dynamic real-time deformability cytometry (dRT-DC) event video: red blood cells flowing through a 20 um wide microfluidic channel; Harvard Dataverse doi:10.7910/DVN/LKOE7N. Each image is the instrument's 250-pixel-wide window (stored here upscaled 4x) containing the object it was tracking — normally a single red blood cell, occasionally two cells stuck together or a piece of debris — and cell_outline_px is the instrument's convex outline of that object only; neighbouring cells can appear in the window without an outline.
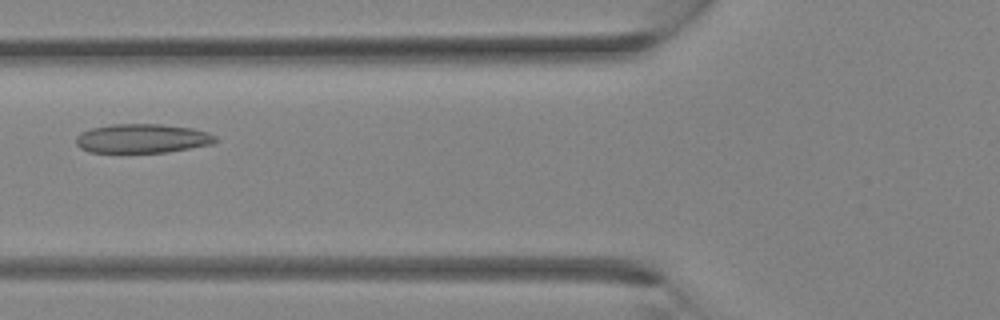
{"species": "Egyptian fruit bat (a non-hibernating species)", "species_latin": "Rousettus aegyptiacus", "temperature_condition": "room temperature", "stored_images_in_passage": 30, "camera_frame_rate_fps": 3000, "um_per_image_px": 0.085, "animal": {"sex": "female"}, "frame": {"image": 1, "passage_image": 10, "time_ms": 3.0, "image_size_px": [1000, 320], "cell_outline_px": [[216, 140], [212, 144], [168, 152], [88, 152], [80, 148], [76, 144], [76, 136], [92, 128], [112, 124], [160, 124], [192, 128], [208, 132], [216, 136]], "centroid_in_image_um": [12.1, 11.77], "position_along_channel_um": 113.7, "area_um2": 23.52}}
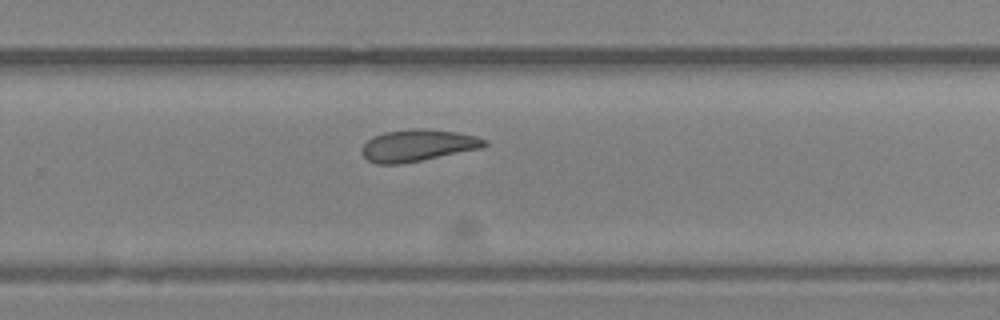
{"frame": {"image": 2, "passage_image": 19, "time_ms": 6.0, "image_size_px": [1000, 320], "cell_outline_px": [[488, 144], [484, 148], [400, 164], [376, 164], [368, 160], [360, 152], [364, 144], [372, 136], [384, 132], [412, 128], [420, 128], [456, 132], [476, 136], [488, 140]], "centroid_in_image_um": [35.52, 12.36], "position_along_channel_um": 294.3, "area_um2": 22.89}}
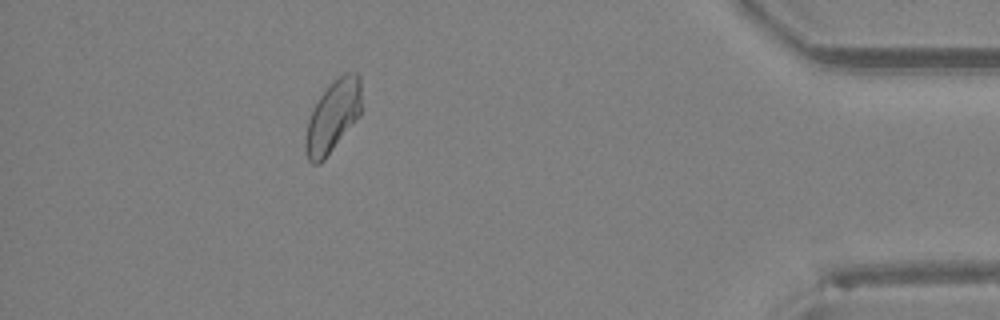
{"frame": {"image": 3, "passage_image": 27, "time_ms": 8.667, "image_size_px": [1000, 320], "cell_outline_px": [[360, 116], [324, 160], [320, 164], [312, 164], [308, 160], [304, 148], [304, 140], [308, 120], [312, 108], [328, 84], [336, 76], [344, 72], [356, 72], [360, 76]], "centroid_in_image_um": [28.27, 9.88], "position_along_channel_um": 406.9, "area_um2": 23.76}}